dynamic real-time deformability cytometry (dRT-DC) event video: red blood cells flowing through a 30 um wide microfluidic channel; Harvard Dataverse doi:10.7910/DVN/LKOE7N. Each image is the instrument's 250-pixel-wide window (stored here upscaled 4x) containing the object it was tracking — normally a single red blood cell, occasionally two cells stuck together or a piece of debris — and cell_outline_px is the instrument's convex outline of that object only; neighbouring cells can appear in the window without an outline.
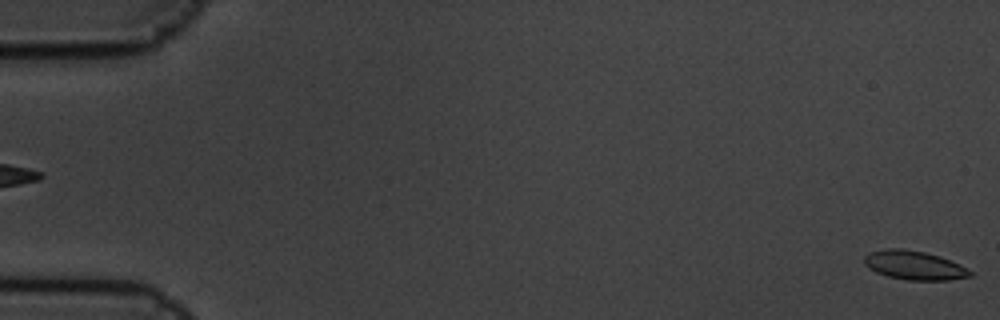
{"species": "common noctule bat (a hibernating species)", "species_latin": "Nyctalus noctula", "temperature_condition": "cold", "stored_images_in_passage": 6, "segment_of_instrument_passage": [2, 2], "camera_frame_rate_fps": 3000, "um_per_image_px": 0.085, "animal": {"sex": "male", "body_mass_g": 19.5, "forearm_length_mm": 54.6}, "frame": {"image": 1, "passage_image": 6, "time_ms": 1.667, "image_size_px": [1000, 320], "cell_outline_px": [[972, 276], [948, 280], [908, 280], [888, 276], [876, 272], [868, 268], [864, 264], [864, 256], [868, 252], [888, 248], [904, 248], [924, 252], [940, 256], [960, 264], [972, 272]], "centroid_in_image_um": [77.69, 22.54], "position_along_channel_um": 7.3, "area_um2": 17.92}}